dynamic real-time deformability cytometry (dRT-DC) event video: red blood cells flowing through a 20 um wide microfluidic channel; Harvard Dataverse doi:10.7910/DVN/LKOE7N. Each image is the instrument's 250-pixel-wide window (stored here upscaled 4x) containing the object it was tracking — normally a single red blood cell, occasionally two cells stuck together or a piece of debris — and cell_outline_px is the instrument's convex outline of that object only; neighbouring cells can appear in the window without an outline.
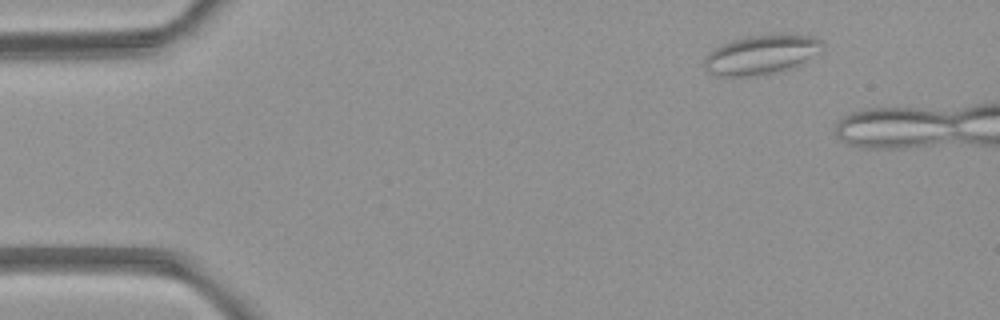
{"species": "common noctule bat (a hibernating species)", "species_latin": "Nyctalus noctula", "temperature_condition": "room temperature", "stored_images_in_passage": 3, "camera_frame_rate_fps": 3000, "um_per_image_px": 0.085, "animal": {"sex": "female", "body_mass_g": 21.9}, "frame": {"image": 1, "passage_image": 1, "time_ms": 0.0, "image_size_px": [1000, 320], "cell_outline_px": [[824, 44], [820, 52], [804, 64], [796, 68], [784, 72], [756, 76], [716, 76], [708, 72], [704, 68], [704, 60], [720, 44], [732, 40], [748, 36], [784, 32], [816, 36], [824, 40]], "centroid_in_image_um": [64.83, 4.63], "position_along_channel_um": 20.2, "area_um2": 28.26}}